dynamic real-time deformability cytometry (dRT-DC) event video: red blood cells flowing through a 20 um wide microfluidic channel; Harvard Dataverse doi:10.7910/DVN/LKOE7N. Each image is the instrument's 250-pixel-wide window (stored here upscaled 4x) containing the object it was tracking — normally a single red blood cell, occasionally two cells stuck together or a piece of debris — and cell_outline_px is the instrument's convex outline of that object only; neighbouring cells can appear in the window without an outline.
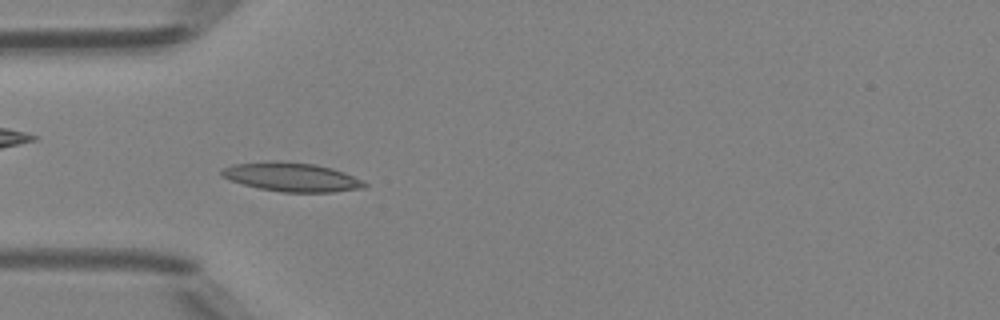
{"species": "Egyptian fruit bat (a non-hibernating species)", "species_latin": "Rousettus aegyptiacus", "temperature_condition": "room temperature", "stored_images_in_passage": 46, "camera_frame_rate_fps": 3000, "um_per_image_px": 0.085, "animal": {"sex": "female"}, "frame": {"image": 1, "passage_image": 14, "time_ms": 4.333, "image_size_px": [1000, 320], "cell_outline_px": [[368, 184], [364, 188], [332, 192], [284, 192], [260, 188], [228, 180], [220, 176], [220, 172], [224, 168], [232, 164], [312, 164], [332, 168], [344, 172]], "centroid_in_image_um": [24.83, 15.1], "position_along_channel_um": 60.2, "area_um2": 22.77}}
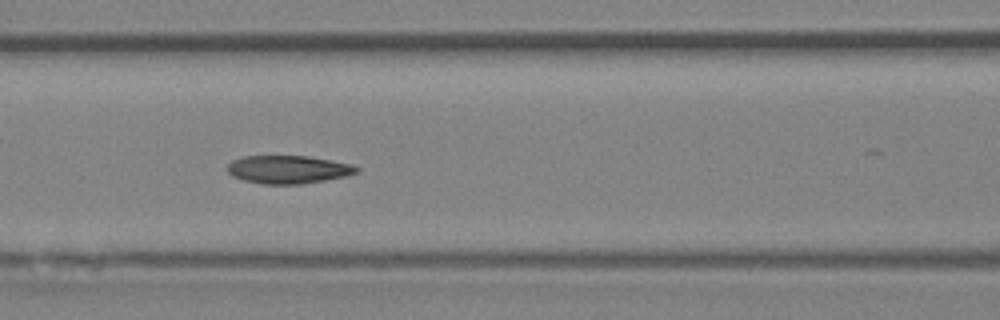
{"frame": {"image": 2, "passage_image": 20, "time_ms": 6.333, "image_size_px": [1000, 320], "cell_outline_px": [[360, 168], [356, 172], [348, 176], [300, 184], [264, 184], [244, 180], [232, 176], [228, 172], [228, 164], [232, 160], [244, 156], [308, 156], [352, 164]], "centroid_in_image_um": [24.5, 14.4], "position_along_channel_um": 142.1, "area_um2": 21.04}}
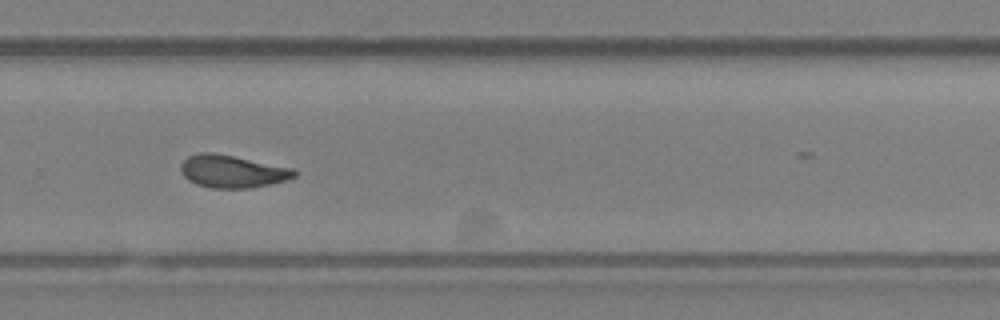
{"frame": {"image": 3, "passage_image": 32, "time_ms": 10.333, "image_size_px": [1000, 320], "cell_outline_px": [[296, 176], [288, 180], [252, 188], [212, 188], [196, 184], [188, 180], [180, 172], [180, 164], [188, 156], [200, 152], [212, 152], [292, 168], [296, 172]], "centroid_in_image_um": [19.71, 14.58], "position_along_channel_um": 310.1, "area_um2": 21.5}, "authors_computed_cell_mechanics": {"area_um2": 21.5016, "velocity_mm_per_s": 4.2062, "shape_relaxation_time_tau1_ms": null, "shape_relaxation_time_tau2_ms": 2.4722, "deformation_change_tau1": null, "deformation_change_tau2": 0.0844}}